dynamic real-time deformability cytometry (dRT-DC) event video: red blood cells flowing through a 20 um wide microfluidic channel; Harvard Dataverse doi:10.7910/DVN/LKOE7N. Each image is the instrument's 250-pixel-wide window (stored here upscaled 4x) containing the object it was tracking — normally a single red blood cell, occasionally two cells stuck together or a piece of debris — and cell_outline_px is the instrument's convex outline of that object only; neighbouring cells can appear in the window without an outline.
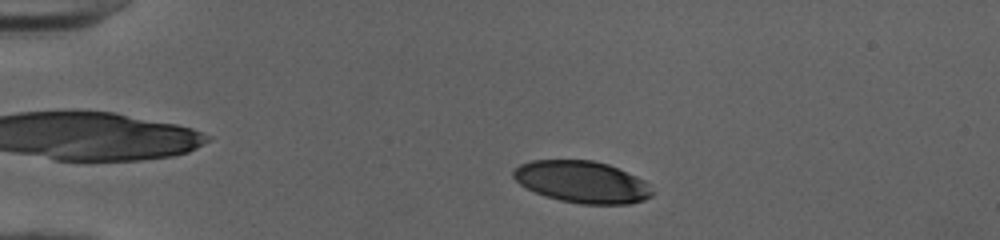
{"species": "human", "species_latin": "Homo sapiens", "temperature_condition": "cold", "stored_images_in_passage": 40, "camera_frame_rate_fps": 3000, "um_per_image_px": 0.085, "donor": {"sex": "female"}, "frame": {"image": 1, "passage_image": 6, "time_ms": 1.667, "image_size_px": [1000, 240], "cell_outline_px": [[656, 192], [652, 196], [644, 200], [628, 204], [580, 204], [560, 200], [544, 196], [520, 184], [512, 176], [512, 172], [520, 164], [532, 160], [592, 160], [608, 164], [636, 176], [644, 180]], "centroid_in_image_um": [49.5, 15.47], "position_along_channel_um": 35.5, "area_um2": 33.93}}
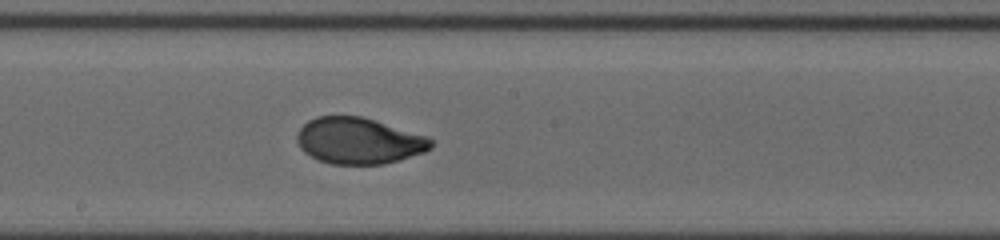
{"frame": {"image": 2, "passage_image": 24, "time_ms": 7.667, "image_size_px": [1000, 240], "cell_outline_px": [[432, 148], [424, 152], [400, 160], [384, 164], [332, 164], [320, 160], [304, 152], [300, 148], [296, 140], [296, 136], [300, 128], [308, 120], [316, 116], [364, 116], [428, 136], [432, 140]], "centroid_in_image_um": [30.51, 11.96], "position_along_channel_um": 217.7, "area_um2": 36.36}}
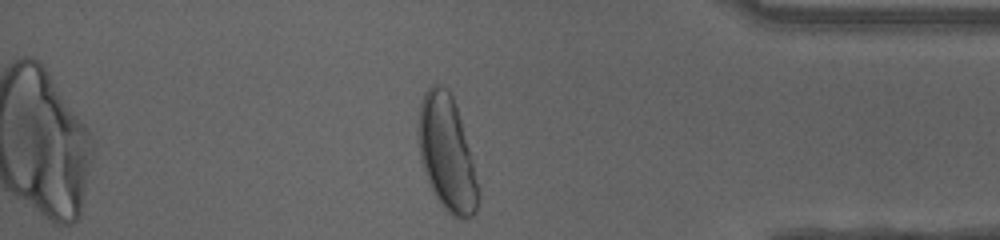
{"frame": {"image": 3, "passage_image": 39, "time_ms": 12.667, "image_size_px": [1000, 240], "cell_outline_px": [[480, 200], [476, 212], [472, 216], [464, 220], [460, 220], [452, 216], [444, 208], [436, 196], [424, 172], [420, 160], [416, 132], [420, 104], [424, 92], [432, 84], [440, 84], [448, 88], [452, 96], [460, 120], [468, 148], [480, 192]], "centroid_in_image_um": [37.95, 13.06], "position_along_channel_um": 397.2, "area_um2": 40.06}, "authors_computed_cell_mechanics": {"area_um2": 36.0672, "velocity_mm_per_s": 4.0237, "shape_relaxation_time_tau1_ms": 4.5026, "shape_relaxation_time_tau2_ms": 0.7625, "deformation_change_tau1": 0.2061, "deformation_change_tau2": 0.0419}}